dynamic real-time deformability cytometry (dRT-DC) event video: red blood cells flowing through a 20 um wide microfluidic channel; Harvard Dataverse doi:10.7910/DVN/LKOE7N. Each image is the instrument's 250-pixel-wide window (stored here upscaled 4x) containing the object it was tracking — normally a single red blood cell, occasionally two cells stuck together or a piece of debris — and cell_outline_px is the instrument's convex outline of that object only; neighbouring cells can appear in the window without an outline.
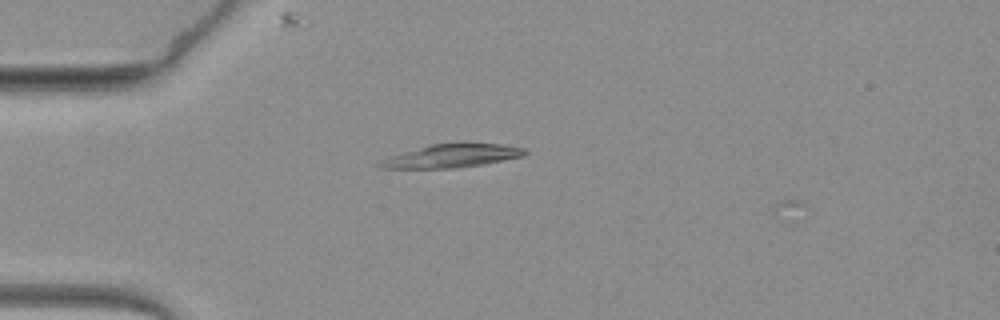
{"species": "common noctule bat (a hibernating species)", "species_latin": "Nyctalus noctula", "temperature_condition": "warm", "stored_images_in_passage": 10, "camera_frame_rate_fps": 3000, "um_per_image_px": 0.085, "animal": {"sex": "female", "body_mass_g": 19.3, "forearm_length_mm": 54.1}, "frame": {"image": 1, "passage_image": 9, "time_ms": 2.667, "image_size_px": [1000, 320], "cell_outline_px": [[528, 152], [524, 156], [484, 164], [456, 168], [380, 168], [372, 164], [388, 156], [428, 144], [460, 140], [464, 140], [500, 144], [524, 148]], "centroid_in_image_um": [38.37, 13.2], "position_along_channel_um": 46.6, "area_um2": 20.81}}